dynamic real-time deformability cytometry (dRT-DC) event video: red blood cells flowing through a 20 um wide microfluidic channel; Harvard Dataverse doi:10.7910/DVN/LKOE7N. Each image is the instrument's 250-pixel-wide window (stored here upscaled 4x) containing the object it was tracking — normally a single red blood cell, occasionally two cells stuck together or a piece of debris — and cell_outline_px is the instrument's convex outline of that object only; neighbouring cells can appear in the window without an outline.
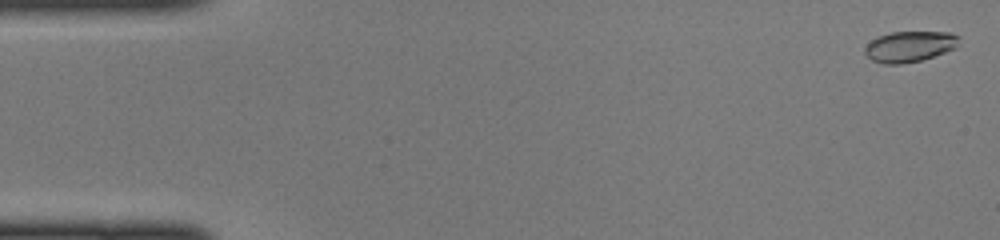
{"species": "common noctule bat (a hibernating species)", "species_latin": "Nyctalus noctula", "temperature_condition": "cold", "stored_images_in_passage": 46, "camera_frame_rate_fps": 3000, "um_per_image_px": 0.085, "animal": {"sex": "female", "body_mass_g": 22.0, "forearm_length_mm": 56.7}, "frame": {"image": 1, "passage_image": 1, "time_ms": 0.0, "image_size_px": [1000, 240], "cell_outline_px": [[960, 36], [956, 48], [920, 60], [900, 64], [884, 64], [872, 60], [864, 52], [864, 48], [876, 36], [892, 32], [952, 32]], "centroid_in_image_um": [77.32, 3.94], "position_along_channel_um": 7.7, "area_um2": 16.82}}
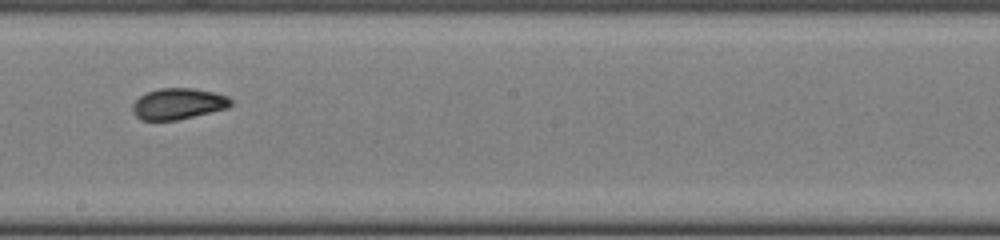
{"frame": {"image": 2, "passage_image": 26, "time_ms": 8.333, "image_size_px": [1000, 240], "cell_outline_px": [[232, 104], [228, 108], [176, 120], [140, 120], [132, 112], [132, 104], [140, 96], [148, 92], [160, 88], [192, 88], [212, 92], [228, 96], [232, 100]], "centroid_in_image_um": [15.13, 8.82], "position_along_channel_um": 233.1, "area_um2": 17.74}}
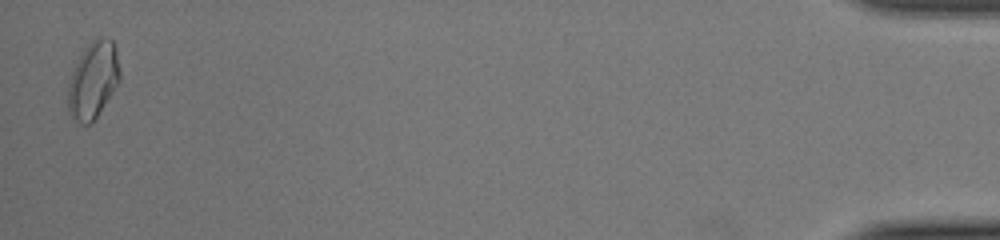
{"frame": {"image": 3, "passage_image": 46, "time_ms": 15.0, "image_size_px": [1000, 240], "cell_outline_px": [[120, 80], [96, 116], [88, 124], [80, 124], [72, 120], [68, 112], [68, 84], [72, 72], [84, 48], [96, 36], [108, 36], [112, 40], [116, 52], [120, 72]], "centroid_in_image_um": [7.9, 6.78], "position_along_channel_um": 427.3, "area_um2": 23.06}}